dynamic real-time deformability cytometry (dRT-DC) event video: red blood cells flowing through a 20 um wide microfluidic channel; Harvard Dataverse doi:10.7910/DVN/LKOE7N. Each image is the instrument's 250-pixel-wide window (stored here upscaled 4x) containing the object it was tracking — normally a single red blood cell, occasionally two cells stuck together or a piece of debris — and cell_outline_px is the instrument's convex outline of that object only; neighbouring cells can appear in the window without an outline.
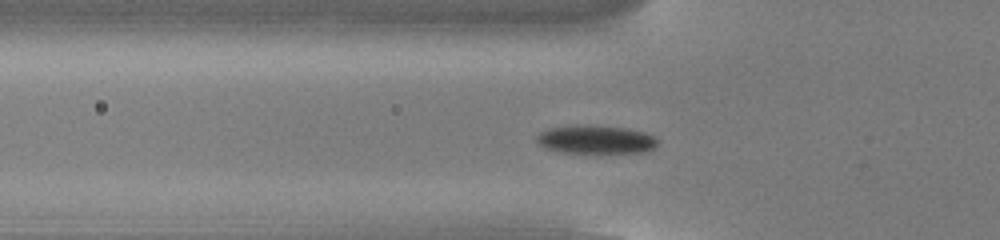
{"species": "common noctule bat (a hibernating species)", "species_latin": "Nyctalus noctula", "temperature_condition": "cold", "stored_images_in_passage": 49, "camera_frame_rate_fps": 3000, "um_per_image_px": 0.085, "animal": {"sex": "male", "body_mass_g": 13.0, "forearm_length_mm": 53.1}, "frame": {"image": 1, "passage_image": 14, "time_ms": 4.333, "image_size_px": [1000, 240], "cell_outline_px": [[660, 140], [656, 148], [644, 152], [560, 152], [544, 148], [536, 140], [536, 136], [540, 132], [548, 128], [572, 124], [588, 124], [628, 128], [644, 132], [656, 136]], "centroid_in_image_um": [50.66, 11.83], "position_along_channel_um": 75.1, "area_um2": 20.46}}
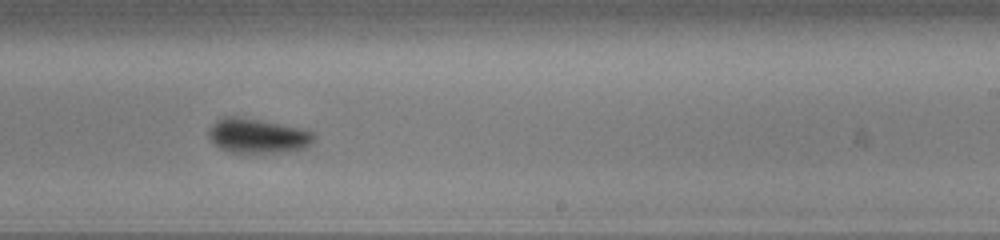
{"frame": {"image": 2, "passage_image": 29, "time_ms": 9.333, "image_size_px": [1000, 240], "cell_outline_px": [[316, 136], [304, 148], [280, 152], [228, 152], [220, 148], [208, 136], [208, 132], [212, 124], [216, 120], [224, 116], [236, 116], [260, 120], [304, 128], [312, 132]], "centroid_in_image_um": [21.88, 11.53], "position_along_channel_um": 267.1, "area_um2": 21.04}}
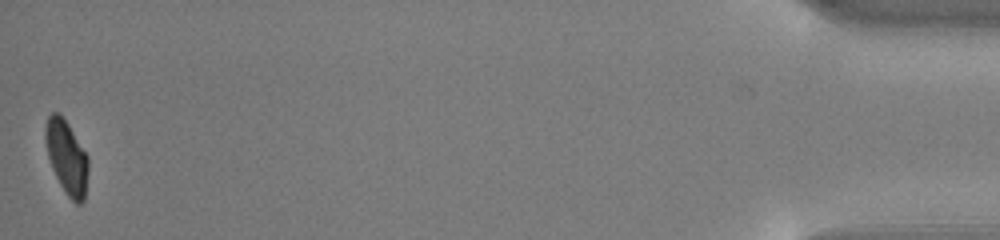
{"frame": {"image": 3, "passage_image": 49, "time_ms": 16.0, "image_size_px": [1000, 240], "cell_outline_px": [[88, 172], [84, 200], [80, 204], [76, 204], [68, 196], [60, 184], [52, 168], [48, 156], [44, 136], [44, 128], [48, 116], [52, 112], [60, 112], [68, 124], [88, 156]], "centroid_in_image_um": [5.66, 13.34], "position_along_channel_um": 429.5, "area_um2": 18.38}, "authors_computed_cell_mechanics": {"area_um2": 20.0566, "velocity_mm_per_s": 3.8427, "shape_relaxation_time_tau1_ms": 2.0971, "shape_relaxation_time_tau2_ms": 6.582, "deformation_change_tau1": 0.1012, "deformation_change_tau2": 0.0591}}